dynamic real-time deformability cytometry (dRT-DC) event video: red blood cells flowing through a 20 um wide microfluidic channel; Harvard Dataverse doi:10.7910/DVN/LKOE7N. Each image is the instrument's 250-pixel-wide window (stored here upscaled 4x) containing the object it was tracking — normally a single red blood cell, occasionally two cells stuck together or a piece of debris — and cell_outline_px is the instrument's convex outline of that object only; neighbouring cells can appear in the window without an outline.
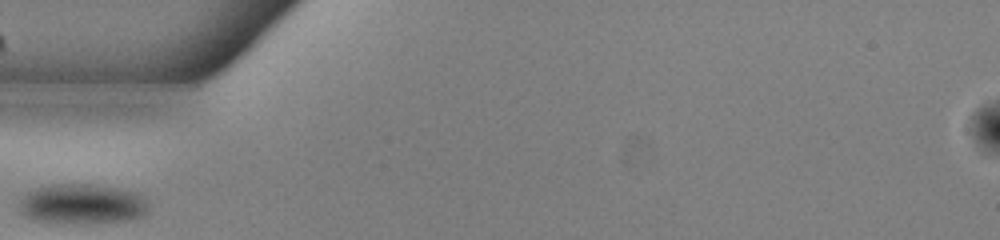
{"species": "common noctule bat (a hibernating species)", "species_latin": "Nyctalus noctula", "temperature_condition": "warm", "stored_images_in_passage": 26, "camera_frame_rate_fps": 3000, "um_per_image_px": 0.085, "animal": {"sex": "male", "body_mass_g": 13.0, "forearm_length_mm": 53.1}, "frame": {"image": 1, "passage_image": 1, "time_ms": 0.0, "image_size_px": [1000, 240], "cell_outline_px": [[148, 212], [140, 216], [128, 220], [88, 224], [60, 224], [32, 220], [24, 216], [20, 212], [16, 204], [24, 192], [36, 188], [52, 184], [96, 184], [116, 188], [132, 192], [144, 196], [148, 204]], "centroid_in_image_um": [6.89, 17.36], "position_along_channel_um": 78.1, "area_um2": 31.1}}
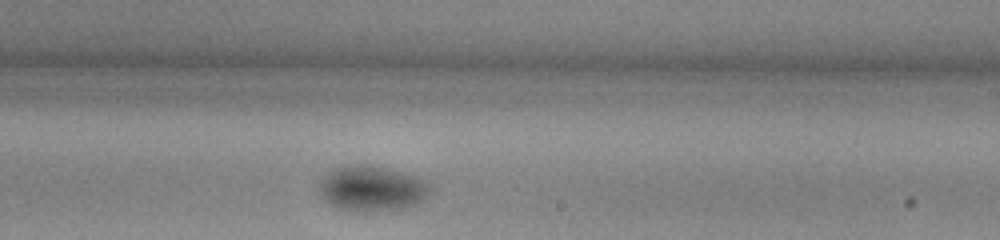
{"frame": {"image": 2, "passage_image": 15, "time_ms": 4.667, "image_size_px": [1000, 240], "cell_outline_px": [[428, 196], [412, 204], [400, 208], [352, 212], [340, 208], [332, 204], [320, 192], [320, 184], [328, 172], [336, 168], [352, 164], [368, 164], [416, 176], [428, 180]], "centroid_in_image_um": [31.61, 16.0], "position_along_channel_um": 257.4, "area_um2": 28.44}}
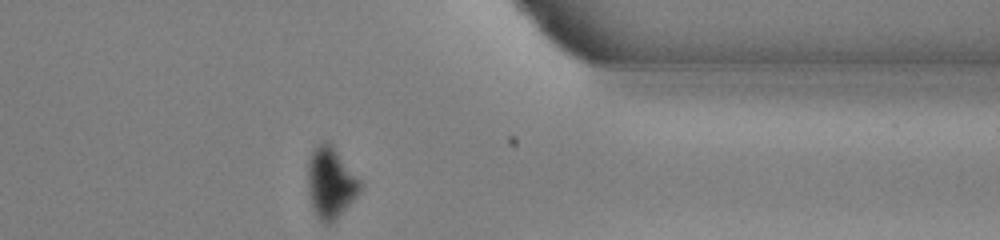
{"frame": {"image": 3, "passage_image": 26, "time_ms": 8.333, "image_size_px": [1000, 240], "cell_outline_px": [[364, 184], [360, 192], [336, 220], [328, 224], [324, 224], [316, 216], [312, 208], [308, 192], [308, 160], [312, 152], [320, 144], [332, 144]], "centroid_in_image_um": [28.13, 15.58], "position_along_channel_um": 383.3, "area_um2": 21.62}}